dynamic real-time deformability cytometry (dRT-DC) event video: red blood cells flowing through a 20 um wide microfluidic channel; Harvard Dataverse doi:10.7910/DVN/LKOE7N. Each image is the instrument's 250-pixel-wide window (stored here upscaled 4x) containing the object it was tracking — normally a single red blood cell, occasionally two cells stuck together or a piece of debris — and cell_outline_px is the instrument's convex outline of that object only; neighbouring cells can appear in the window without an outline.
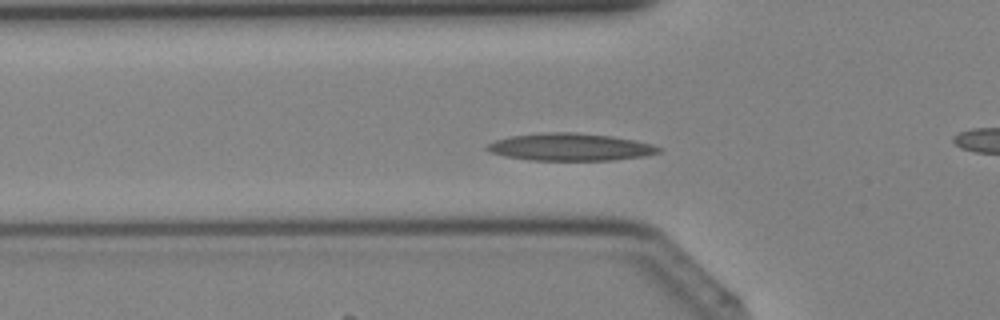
{"species": "Egyptian fruit bat (a non-hibernating species)", "species_latin": "Rousettus aegyptiacus", "temperature_condition": "cold", "stored_images_in_passage": 38, "camera_frame_rate_fps": 3000, "um_per_image_px": 0.085, "animal": {"sex": "female"}, "frame": {"image": 1, "passage_image": 10, "time_ms": 3.0, "image_size_px": [1000, 320], "cell_outline_px": [[664, 148], [660, 152], [648, 156], [612, 160], [528, 160], [504, 156], [488, 152], [484, 148], [488, 144], [496, 140], [508, 136], [544, 132], [576, 132], [612, 136], [636, 140], [652, 144]], "centroid_in_image_um": [48.49, 12.49], "position_along_channel_um": 77.3, "area_um2": 27.8}}
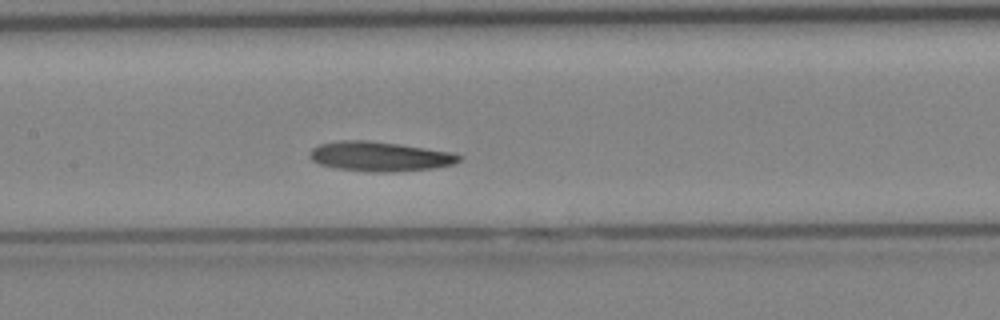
{"frame": {"image": 2, "passage_image": 16, "time_ms": 5.0, "image_size_px": [1000, 320], "cell_outline_px": [[464, 156], [460, 160], [452, 164], [432, 168], [392, 172], [368, 172], [336, 168], [320, 164], [312, 160], [308, 156], [312, 148], [320, 144], [340, 140], [368, 140], [452, 152]], "centroid_in_image_um": [32.26, 13.3], "position_along_channel_um": 175.1, "area_um2": 25.66}}
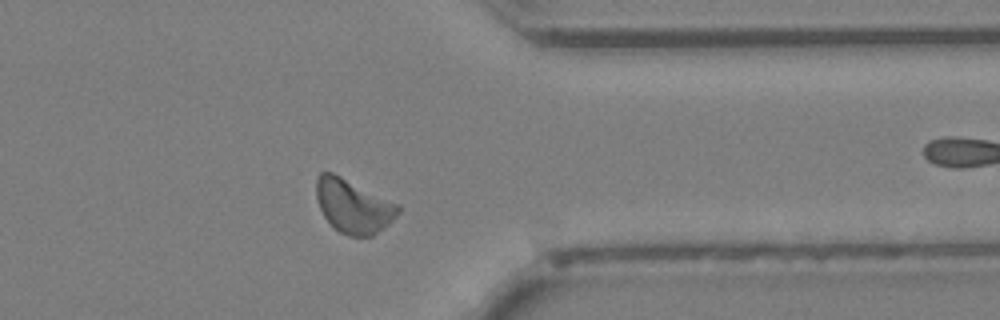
{"frame": {"image": 3, "passage_image": 29, "time_ms": 9.333, "image_size_px": [1000, 320], "cell_outline_px": [[400, 212], [388, 224], [372, 236], [348, 236], [340, 232], [324, 216], [320, 208], [316, 196], [316, 176], [320, 172], [332, 172], [400, 204]], "centroid_in_image_um": [30.03, 17.5], "position_along_channel_um": 381.4, "area_um2": 25.49}}